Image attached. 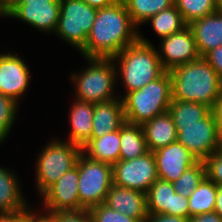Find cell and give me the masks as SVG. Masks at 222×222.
<instances>
[{
  "label": "cell",
  "mask_w": 222,
  "mask_h": 222,
  "mask_svg": "<svg viewBox=\"0 0 222 222\" xmlns=\"http://www.w3.org/2000/svg\"><path fill=\"white\" fill-rule=\"evenodd\" d=\"M18 181L15 172L0 166V214H16L29 207Z\"/></svg>",
  "instance_id": "cell-20"
},
{
  "label": "cell",
  "mask_w": 222,
  "mask_h": 222,
  "mask_svg": "<svg viewBox=\"0 0 222 222\" xmlns=\"http://www.w3.org/2000/svg\"><path fill=\"white\" fill-rule=\"evenodd\" d=\"M218 12H222V0H214Z\"/></svg>",
  "instance_id": "cell-45"
},
{
  "label": "cell",
  "mask_w": 222,
  "mask_h": 222,
  "mask_svg": "<svg viewBox=\"0 0 222 222\" xmlns=\"http://www.w3.org/2000/svg\"><path fill=\"white\" fill-rule=\"evenodd\" d=\"M60 16V0H21L5 18L18 19L42 33H55Z\"/></svg>",
  "instance_id": "cell-11"
},
{
  "label": "cell",
  "mask_w": 222,
  "mask_h": 222,
  "mask_svg": "<svg viewBox=\"0 0 222 222\" xmlns=\"http://www.w3.org/2000/svg\"><path fill=\"white\" fill-rule=\"evenodd\" d=\"M168 112L177 129L179 126L199 124V121L207 117L212 109L204 104L172 99Z\"/></svg>",
  "instance_id": "cell-24"
},
{
  "label": "cell",
  "mask_w": 222,
  "mask_h": 222,
  "mask_svg": "<svg viewBox=\"0 0 222 222\" xmlns=\"http://www.w3.org/2000/svg\"><path fill=\"white\" fill-rule=\"evenodd\" d=\"M92 222H140L135 218L121 214L104 203L88 209Z\"/></svg>",
  "instance_id": "cell-32"
},
{
  "label": "cell",
  "mask_w": 222,
  "mask_h": 222,
  "mask_svg": "<svg viewBox=\"0 0 222 222\" xmlns=\"http://www.w3.org/2000/svg\"><path fill=\"white\" fill-rule=\"evenodd\" d=\"M120 129L99 138H91L82 148L89 158L114 165L119 161Z\"/></svg>",
  "instance_id": "cell-22"
},
{
  "label": "cell",
  "mask_w": 222,
  "mask_h": 222,
  "mask_svg": "<svg viewBox=\"0 0 222 222\" xmlns=\"http://www.w3.org/2000/svg\"><path fill=\"white\" fill-rule=\"evenodd\" d=\"M188 26L193 33L201 57L222 45V12L216 11L193 21Z\"/></svg>",
  "instance_id": "cell-18"
},
{
  "label": "cell",
  "mask_w": 222,
  "mask_h": 222,
  "mask_svg": "<svg viewBox=\"0 0 222 222\" xmlns=\"http://www.w3.org/2000/svg\"><path fill=\"white\" fill-rule=\"evenodd\" d=\"M212 112L215 116L218 136L222 141V93L213 107Z\"/></svg>",
  "instance_id": "cell-39"
},
{
  "label": "cell",
  "mask_w": 222,
  "mask_h": 222,
  "mask_svg": "<svg viewBox=\"0 0 222 222\" xmlns=\"http://www.w3.org/2000/svg\"><path fill=\"white\" fill-rule=\"evenodd\" d=\"M112 60L115 62L117 79H122L126 89L123 96H119L121 99L128 92L141 89L166 71L159 59L158 50L140 32L139 39L113 56Z\"/></svg>",
  "instance_id": "cell-3"
},
{
  "label": "cell",
  "mask_w": 222,
  "mask_h": 222,
  "mask_svg": "<svg viewBox=\"0 0 222 222\" xmlns=\"http://www.w3.org/2000/svg\"><path fill=\"white\" fill-rule=\"evenodd\" d=\"M205 177V164L199 160L195 165L187 168L182 176L174 181L172 185L176 193L183 197H189Z\"/></svg>",
  "instance_id": "cell-30"
},
{
  "label": "cell",
  "mask_w": 222,
  "mask_h": 222,
  "mask_svg": "<svg viewBox=\"0 0 222 222\" xmlns=\"http://www.w3.org/2000/svg\"><path fill=\"white\" fill-rule=\"evenodd\" d=\"M146 222H189V218L168 214H149Z\"/></svg>",
  "instance_id": "cell-37"
},
{
  "label": "cell",
  "mask_w": 222,
  "mask_h": 222,
  "mask_svg": "<svg viewBox=\"0 0 222 222\" xmlns=\"http://www.w3.org/2000/svg\"><path fill=\"white\" fill-rule=\"evenodd\" d=\"M132 22L138 27L155 14L174 5V0H123Z\"/></svg>",
  "instance_id": "cell-27"
},
{
  "label": "cell",
  "mask_w": 222,
  "mask_h": 222,
  "mask_svg": "<svg viewBox=\"0 0 222 222\" xmlns=\"http://www.w3.org/2000/svg\"><path fill=\"white\" fill-rule=\"evenodd\" d=\"M125 123L123 101L120 97L96 103L94 104L91 138H99L119 130Z\"/></svg>",
  "instance_id": "cell-17"
},
{
  "label": "cell",
  "mask_w": 222,
  "mask_h": 222,
  "mask_svg": "<svg viewBox=\"0 0 222 222\" xmlns=\"http://www.w3.org/2000/svg\"><path fill=\"white\" fill-rule=\"evenodd\" d=\"M38 210H33V207H28V222H56V220L49 214L44 212L41 214ZM40 213V214H39Z\"/></svg>",
  "instance_id": "cell-38"
},
{
  "label": "cell",
  "mask_w": 222,
  "mask_h": 222,
  "mask_svg": "<svg viewBox=\"0 0 222 222\" xmlns=\"http://www.w3.org/2000/svg\"><path fill=\"white\" fill-rule=\"evenodd\" d=\"M122 101L125 121L129 124L143 125L155 116L168 112L172 101L169 71L141 89L128 92Z\"/></svg>",
  "instance_id": "cell-4"
},
{
  "label": "cell",
  "mask_w": 222,
  "mask_h": 222,
  "mask_svg": "<svg viewBox=\"0 0 222 222\" xmlns=\"http://www.w3.org/2000/svg\"><path fill=\"white\" fill-rule=\"evenodd\" d=\"M214 212L218 213L222 218V186H217Z\"/></svg>",
  "instance_id": "cell-44"
},
{
  "label": "cell",
  "mask_w": 222,
  "mask_h": 222,
  "mask_svg": "<svg viewBox=\"0 0 222 222\" xmlns=\"http://www.w3.org/2000/svg\"><path fill=\"white\" fill-rule=\"evenodd\" d=\"M151 23L154 32L162 39L179 32L187 26L182 14L175 5L150 17L145 23Z\"/></svg>",
  "instance_id": "cell-28"
},
{
  "label": "cell",
  "mask_w": 222,
  "mask_h": 222,
  "mask_svg": "<svg viewBox=\"0 0 222 222\" xmlns=\"http://www.w3.org/2000/svg\"><path fill=\"white\" fill-rule=\"evenodd\" d=\"M189 222H222L221 216L212 211L189 218Z\"/></svg>",
  "instance_id": "cell-40"
},
{
  "label": "cell",
  "mask_w": 222,
  "mask_h": 222,
  "mask_svg": "<svg viewBox=\"0 0 222 222\" xmlns=\"http://www.w3.org/2000/svg\"><path fill=\"white\" fill-rule=\"evenodd\" d=\"M19 103L0 93V144L7 140L16 120Z\"/></svg>",
  "instance_id": "cell-31"
},
{
  "label": "cell",
  "mask_w": 222,
  "mask_h": 222,
  "mask_svg": "<svg viewBox=\"0 0 222 222\" xmlns=\"http://www.w3.org/2000/svg\"><path fill=\"white\" fill-rule=\"evenodd\" d=\"M113 184L147 194L158 179L153 152L131 160H119L113 166Z\"/></svg>",
  "instance_id": "cell-9"
},
{
  "label": "cell",
  "mask_w": 222,
  "mask_h": 222,
  "mask_svg": "<svg viewBox=\"0 0 222 222\" xmlns=\"http://www.w3.org/2000/svg\"><path fill=\"white\" fill-rule=\"evenodd\" d=\"M104 204L140 222H146L149 215L146 194L115 184L108 190Z\"/></svg>",
  "instance_id": "cell-16"
},
{
  "label": "cell",
  "mask_w": 222,
  "mask_h": 222,
  "mask_svg": "<svg viewBox=\"0 0 222 222\" xmlns=\"http://www.w3.org/2000/svg\"><path fill=\"white\" fill-rule=\"evenodd\" d=\"M49 214L56 220V222H92L88 209L77 211H58Z\"/></svg>",
  "instance_id": "cell-34"
},
{
  "label": "cell",
  "mask_w": 222,
  "mask_h": 222,
  "mask_svg": "<svg viewBox=\"0 0 222 222\" xmlns=\"http://www.w3.org/2000/svg\"><path fill=\"white\" fill-rule=\"evenodd\" d=\"M86 61L89 65L70 77L75 98L93 104L119 98L114 93L119 80L112 58H86Z\"/></svg>",
  "instance_id": "cell-5"
},
{
  "label": "cell",
  "mask_w": 222,
  "mask_h": 222,
  "mask_svg": "<svg viewBox=\"0 0 222 222\" xmlns=\"http://www.w3.org/2000/svg\"><path fill=\"white\" fill-rule=\"evenodd\" d=\"M159 50L158 56L166 71L201 57L193 33L188 25L179 32L162 38Z\"/></svg>",
  "instance_id": "cell-13"
},
{
  "label": "cell",
  "mask_w": 222,
  "mask_h": 222,
  "mask_svg": "<svg viewBox=\"0 0 222 222\" xmlns=\"http://www.w3.org/2000/svg\"><path fill=\"white\" fill-rule=\"evenodd\" d=\"M12 53H0L1 93L20 104L29 87L31 73L23 58Z\"/></svg>",
  "instance_id": "cell-14"
},
{
  "label": "cell",
  "mask_w": 222,
  "mask_h": 222,
  "mask_svg": "<svg viewBox=\"0 0 222 222\" xmlns=\"http://www.w3.org/2000/svg\"><path fill=\"white\" fill-rule=\"evenodd\" d=\"M175 192L171 182L157 179L146 194L148 214L171 215Z\"/></svg>",
  "instance_id": "cell-25"
},
{
  "label": "cell",
  "mask_w": 222,
  "mask_h": 222,
  "mask_svg": "<svg viewBox=\"0 0 222 222\" xmlns=\"http://www.w3.org/2000/svg\"><path fill=\"white\" fill-rule=\"evenodd\" d=\"M79 172L76 165L64 173L40 197L46 213L85 209L79 201Z\"/></svg>",
  "instance_id": "cell-12"
},
{
  "label": "cell",
  "mask_w": 222,
  "mask_h": 222,
  "mask_svg": "<svg viewBox=\"0 0 222 222\" xmlns=\"http://www.w3.org/2000/svg\"><path fill=\"white\" fill-rule=\"evenodd\" d=\"M217 185L205 177L188 197L189 218L214 211Z\"/></svg>",
  "instance_id": "cell-26"
},
{
  "label": "cell",
  "mask_w": 222,
  "mask_h": 222,
  "mask_svg": "<svg viewBox=\"0 0 222 222\" xmlns=\"http://www.w3.org/2000/svg\"><path fill=\"white\" fill-rule=\"evenodd\" d=\"M169 73L173 100L200 103L213 109L222 93V81L203 57L173 67Z\"/></svg>",
  "instance_id": "cell-2"
},
{
  "label": "cell",
  "mask_w": 222,
  "mask_h": 222,
  "mask_svg": "<svg viewBox=\"0 0 222 222\" xmlns=\"http://www.w3.org/2000/svg\"><path fill=\"white\" fill-rule=\"evenodd\" d=\"M206 177L217 186H222V148L214 151L204 161Z\"/></svg>",
  "instance_id": "cell-33"
},
{
  "label": "cell",
  "mask_w": 222,
  "mask_h": 222,
  "mask_svg": "<svg viewBox=\"0 0 222 222\" xmlns=\"http://www.w3.org/2000/svg\"><path fill=\"white\" fill-rule=\"evenodd\" d=\"M82 148L66 140H50L35 162V184L41 196L64 173L76 166Z\"/></svg>",
  "instance_id": "cell-6"
},
{
  "label": "cell",
  "mask_w": 222,
  "mask_h": 222,
  "mask_svg": "<svg viewBox=\"0 0 222 222\" xmlns=\"http://www.w3.org/2000/svg\"><path fill=\"white\" fill-rule=\"evenodd\" d=\"M158 179L173 183L199 160L181 143L174 142L153 152Z\"/></svg>",
  "instance_id": "cell-15"
},
{
  "label": "cell",
  "mask_w": 222,
  "mask_h": 222,
  "mask_svg": "<svg viewBox=\"0 0 222 222\" xmlns=\"http://www.w3.org/2000/svg\"><path fill=\"white\" fill-rule=\"evenodd\" d=\"M0 222H28V208L16 214H0Z\"/></svg>",
  "instance_id": "cell-41"
},
{
  "label": "cell",
  "mask_w": 222,
  "mask_h": 222,
  "mask_svg": "<svg viewBox=\"0 0 222 222\" xmlns=\"http://www.w3.org/2000/svg\"><path fill=\"white\" fill-rule=\"evenodd\" d=\"M69 111L71 131L67 142L81 148L91 139L94 104L74 98Z\"/></svg>",
  "instance_id": "cell-19"
},
{
  "label": "cell",
  "mask_w": 222,
  "mask_h": 222,
  "mask_svg": "<svg viewBox=\"0 0 222 222\" xmlns=\"http://www.w3.org/2000/svg\"><path fill=\"white\" fill-rule=\"evenodd\" d=\"M186 24L217 11L214 0H174Z\"/></svg>",
  "instance_id": "cell-29"
},
{
  "label": "cell",
  "mask_w": 222,
  "mask_h": 222,
  "mask_svg": "<svg viewBox=\"0 0 222 222\" xmlns=\"http://www.w3.org/2000/svg\"><path fill=\"white\" fill-rule=\"evenodd\" d=\"M176 131L177 142L181 143L198 160L204 161L214 151L222 148L213 112L200 120L199 124L179 126Z\"/></svg>",
  "instance_id": "cell-10"
},
{
  "label": "cell",
  "mask_w": 222,
  "mask_h": 222,
  "mask_svg": "<svg viewBox=\"0 0 222 222\" xmlns=\"http://www.w3.org/2000/svg\"><path fill=\"white\" fill-rule=\"evenodd\" d=\"M142 128L148 151L154 152L177 141V131L169 112L155 116L145 122Z\"/></svg>",
  "instance_id": "cell-21"
},
{
  "label": "cell",
  "mask_w": 222,
  "mask_h": 222,
  "mask_svg": "<svg viewBox=\"0 0 222 222\" xmlns=\"http://www.w3.org/2000/svg\"><path fill=\"white\" fill-rule=\"evenodd\" d=\"M119 160H131L148 152L142 125L125 123L120 128Z\"/></svg>",
  "instance_id": "cell-23"
},
{
  "label": "cell",
  "mask_w": 222,
  "mask_h": 222,
  "mask_svg": "<svg viewBox=\"0 0 222 222\" xmlns=\"http://www.w3.org/2000/svg\"><path fill=\"white\" fill-rule=\"evenodd\" d=\"M97 10L82 0H60L57 37L80 51L86 44Z\"/></svg>",
  "instance_id": "cell-8"
},
{
  "label": "cell",
  "mask_w": 222,
  "mask_h": 222,
  "mask_svg": "<svg viewBox=\"0 0 222 222\" xmlns=\"http://www.w3.org/2000/svg\"><path fill=\"white\" fill-rule=\"evenodd\" d=\"M76 165L79 172V201L85 209L104 203L108 190L113 185L112 165L96 161L83 153Z\"/></svg>",
  "instance_id": "cell-7"
},
{
  "label": "cell",
  "mask_w": 222,
  "mask_h": 222,
  "mask_svg": "<svg viewBox=\"0 0 222 222\" xmlns=\"http://www.w3.org/2000/svg\"><path fill=\"white\" fill-rule=\"evenodd\" d=\"M203 58L213 67L222 81V45L207 52Z\"/></svg>",
  "instance_id": "cell-36"
},
{
  "label": "cell",
  "mask_w": 222,
  "mask_h": 222,
  "mask_svg": "<svg viewBox=\"0 0 222 222\" xmlns=\"http://www.w3.org/2000/svg\"><path fill=\"white\" fill-rule=\"evenodd\" d=\"M171 215L189 218L188 197H183L176 192L173 194Z\"/></svg>",
  "instance_id": "cell-35"
},
{
  "label": "cell",
  "mask_w": 222,
  "mask_h": 222,
  "mask_svg": "<svg viewBox=\"0 0 222 222\" xmlns=\"http://www.w3.org/2000/svg\"><path fill=\"white\" fill-rule=\"evenodd\" d=\"M139 39V28L132 22L123 0L97 10L85 46L79 51L86 58H112Z\"/></svg>",
  "instance_id": "cell-1"
},
{
  "label": "cell",
  "mask_w": 222,
  "mask_h": 222,
  "mask_svg": "<svg viewBox=\"0 0 222 222\" xmlns=\"http://www.w3.org/2000/svg\"><path fill=\"white\" fill-rule=\"evenodd\" d=\"M82 1L86 2L91 7H94L96 9H101L114 4L118 0H82Z\"/></svg>",
  "instance_id": "cell-43"
},
{
  "label": "cell",
  "mask_w": 222,
  "mask_h": 222,
  "mask_svg": "<svg viewBox=\"0 0 222 222\" xmlns=\"http://www.w3.org/2000/svg\"><path fill=\"white\" fill-rule=\"evenodd\" d=\"M21 0H0V14L4 17Z\"/></svg>",
  "instance_id": "cell-42"
}]
</instances>
